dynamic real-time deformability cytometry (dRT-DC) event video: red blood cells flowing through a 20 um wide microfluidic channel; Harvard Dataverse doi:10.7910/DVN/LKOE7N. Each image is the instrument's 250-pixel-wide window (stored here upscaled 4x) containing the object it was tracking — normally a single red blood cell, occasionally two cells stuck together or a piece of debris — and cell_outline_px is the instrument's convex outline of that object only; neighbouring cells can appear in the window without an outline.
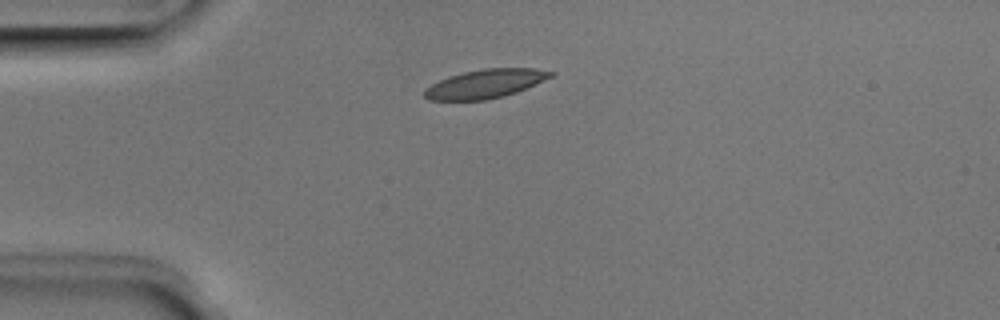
{"species": "Egyptian fruit bat (a non-hibernating species)", "species_latin": "Rousettus aegyptiacus", "temperature_condition": "room temperature", "stored_images_in_passage": 5, "camera_frame_rate_fps": 3000, "um_per_image_px": 0.085, "animal": {"sex": "male"}, "frame": {"image": 1, "passage_image": 1, "time_ms": 0.0, "image_size_px": [1000, 320], "cell_outline_px": [[556, 72], [552, 76], [516, 92], [504, 96], [484, 100], [428, 100], [424, 96], [424, 88], [448, 76], [464, 72], [484, 68], [532, 68]], "centroid_in_image_um": [41.21, 7.12], "position_along_channel_um": 43.8, "area_um2": 20.98}}
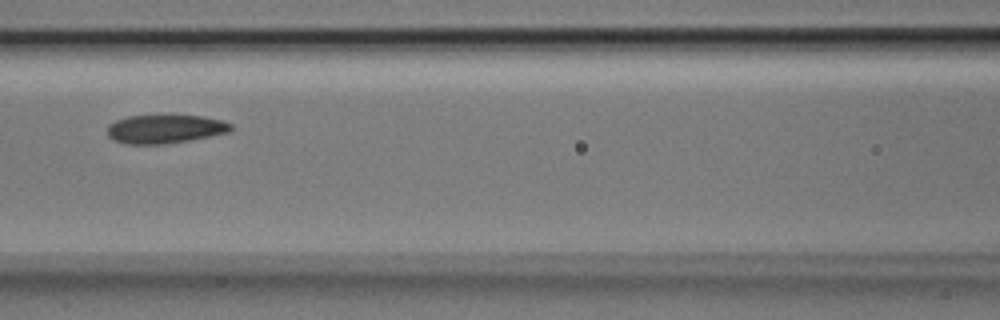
{"frame": {"image": 2, "passage_image": 4, "time_ms": 1.0, "image_size_px": [1000, 320], "cell_outline_px": [[232, 128], [228, 132], [188, 140], [164, 144], [124, 144], [112, 140], [108, 136], [108, 124], [116, 120], [128, 116], [204, 116], [220, 120], [232, 124]], "centroid_in_image_um": [13.97, 10.97], "position_along_channel_um": 152.6, "area_um2": 20.4}}
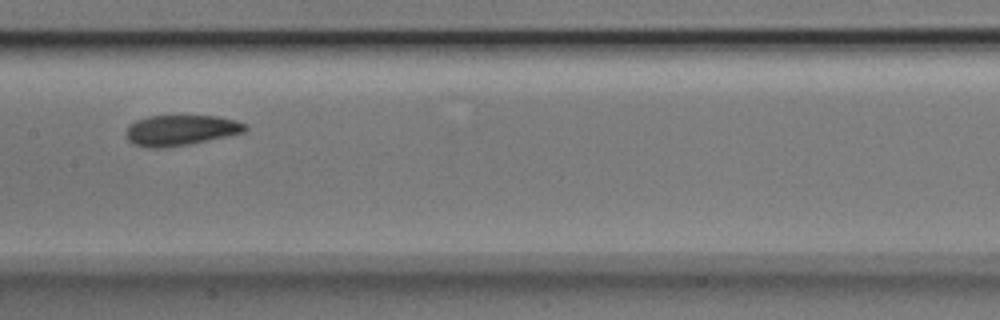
{"frame": {"image": 3, "passage_image": 5, "time_ms": 1.333, "image_size_px": [1000, 320], "cell_outline_px": [[248, 128], [244, 132], [228, 136], [188, 144], [164, 148], [144, 148], [132, 144], [128, 140], [124, 132], [128, 124], [136, 120], [148, 116], [216, 116], [236, 120], [244, 124]], "centroid_in_image_um": [15.29, 11.08], "position_along_channel_um": 192.1, "area_um2": 21.39}}